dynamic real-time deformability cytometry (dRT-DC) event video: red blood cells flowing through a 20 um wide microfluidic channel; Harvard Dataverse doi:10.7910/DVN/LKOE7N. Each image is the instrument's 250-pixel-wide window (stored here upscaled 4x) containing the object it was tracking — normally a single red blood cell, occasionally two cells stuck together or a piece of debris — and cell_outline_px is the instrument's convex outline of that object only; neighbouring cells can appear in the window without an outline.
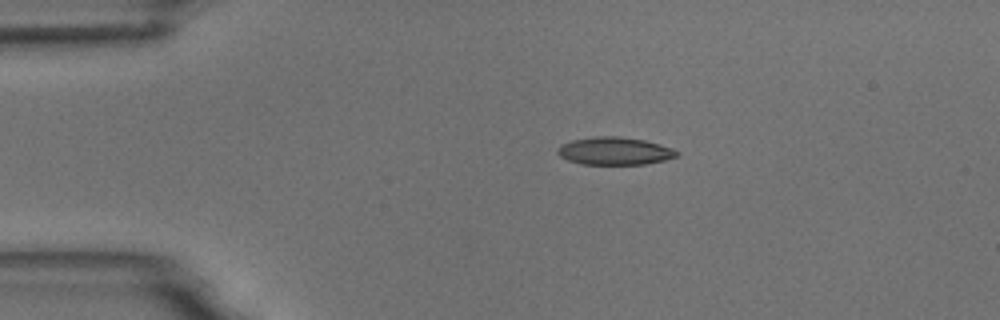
{"species": "common noctule bat (a hibernating species)", "species_latin": "Nyctalus noctula", "temperature_condition": "room temperature", "stored_images_in_passage": 3, "camera_frame_rate_fps": 3000, "um_per_image_px": 0.085, "animal": {"sex": "male", "body_mass_g": 18.8}, "frame": {"image": 1, "passage_image": 1, "time_ms": 0.0, "image_size_px": [1000, 320], "cell_outline_px": [[680, 152], [676, 156], [664, 160], [644, 164], [580, 164], [568, 160], [560, 156], [556, 152], [560, 144], [572, 140], [596, 136], [616, 136], [644, 140], [660, 144], [672, 148]], "centroid_in_image_um": [52.22, 12.83], "position_along_channel_um": 32.8, "area_um2": 19.19}}
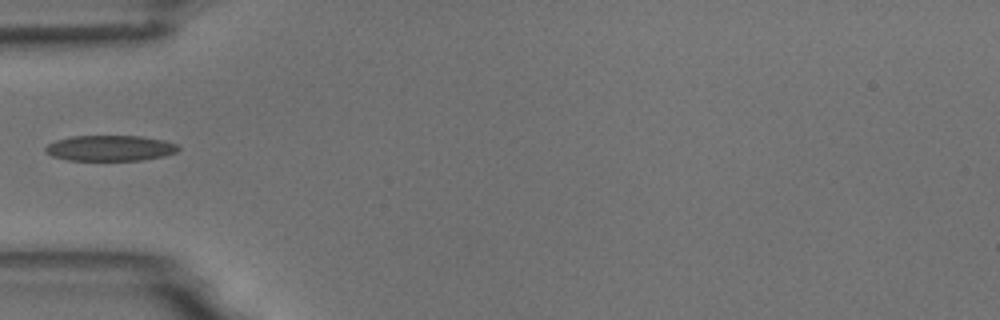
{"frame": {"image": 2, "passage_image": 3, "time_ms": 2.333, "image_size_px": [1000, 320], "cell_outline_px": [[180, 148], [176, 152], [164, 156], [140, 160], [68, 160], [52, 156], [44, 152], [44, 148], [48, 144], [56, 140], [72, 136], [140, 136], [164, 140], [176, 144]], "centroid_in_image_um": [9.34, 12.59], "position_along_channel_um": 75.7, "area_um2": 19.83}}